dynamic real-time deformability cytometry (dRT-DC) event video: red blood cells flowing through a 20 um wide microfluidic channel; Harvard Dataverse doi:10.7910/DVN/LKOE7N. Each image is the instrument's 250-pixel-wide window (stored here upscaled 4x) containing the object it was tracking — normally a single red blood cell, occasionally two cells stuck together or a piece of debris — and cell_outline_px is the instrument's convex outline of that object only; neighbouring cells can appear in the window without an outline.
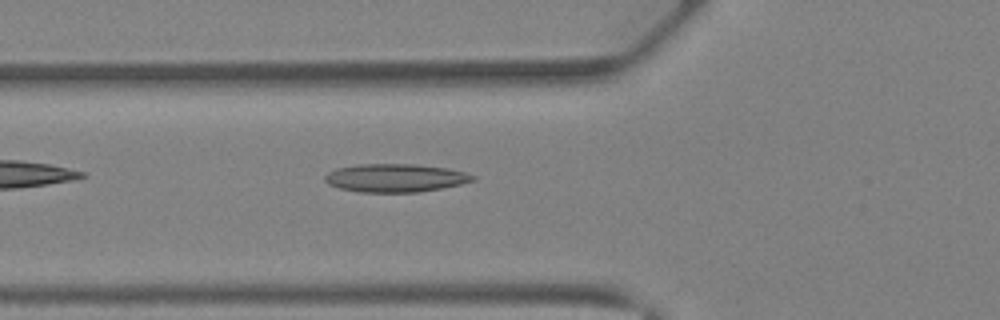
{"species": "Egyptian fruit bat (a non-hibernating species)", "species_latin": "Rousettus aegyptiacus", "temperature_condition": "warm", "stored_images_in_passage": 28, "camera_frame_rate_fps": 3000, "um_per_image_px": 0.085, "animal": {"sex": "female"}, "frame": {"image": 1, "passage_image": 3, "time_ms": 0.667, "image_size_px": [1000, 320], "cell_outline_px": [[476, 180], [460, 184], [440, 188], [416, 192], [360, 192], [340, 188], [328, 184], [324, 180], [324, 176], [328, 172], [336, 168], [360, 164], [416, 164], [448, 168], [464, 172], [476, 176]], "centroid_in_image_um": [33.59, 15.12], "position_along_channel_um": 92.2, "area_um2": 24.28}}
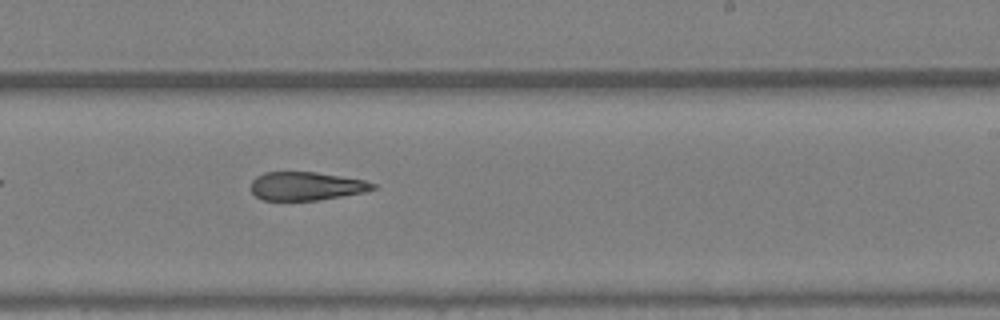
{"frame": {"image": 2, "passage_image": 13, "time_ms": 4.0, "image_size_px": [1000, 320], "cell_outline_px": [[376, 188], [364, 192], [320, 200], [260, 200], [252, 192], [252, 180], [256, 176], [264, 172], [316, 172], [364, 180], [376, 184]], "centroid_in_image_um": [26.02, 15.82], "position_along_channel_um": 263.0, "area_um2": 20.17}}
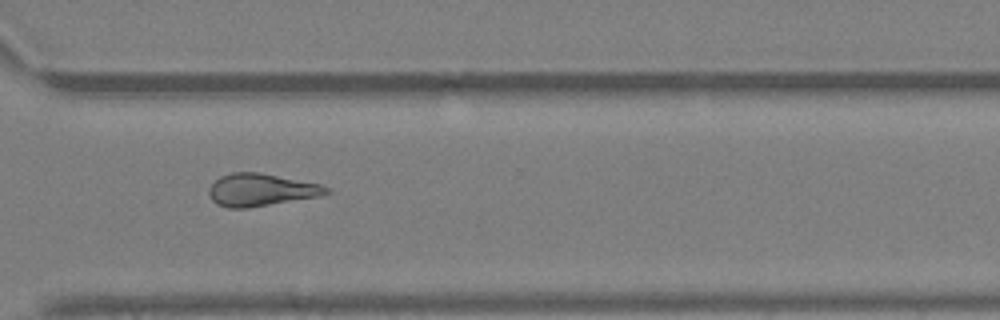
{"frame": {"image": 3, "passage_image": 18, "time_ms": 5.667, "image_size_px": [1000, 320], "cell_outline_px": [[332, 192], [316, 196], [248, 208], [228, 208], [216, 204], [212, 200], [208, 192], [208, 188], [220, 176], [232, 172], [260, 172], [320, 184], [328, 188]], "centroid_in_image_um": [22.13, 16.13], "position_along_channel_um": 348.5, "area_um2": 22.02}}